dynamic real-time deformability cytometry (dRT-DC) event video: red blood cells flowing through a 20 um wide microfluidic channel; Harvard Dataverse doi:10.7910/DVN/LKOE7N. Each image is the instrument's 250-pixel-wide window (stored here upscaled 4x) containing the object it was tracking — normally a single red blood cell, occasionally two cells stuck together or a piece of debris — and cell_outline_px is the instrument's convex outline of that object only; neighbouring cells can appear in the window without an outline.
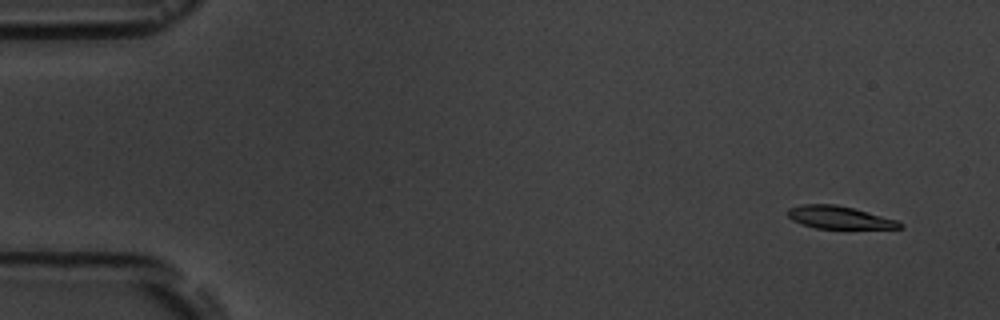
{"species": "common noctule bat (a hibernating species)", "species_latin": "Nyctalus noctula", "temperature_condition": "room temperature", "stored_images_in_passage": 5, "camera_frame_rate_fps": 3000, "um_per_image_px": 0.085, "animal": {"sex": "male", "body_mass_g": 19.5, "forearm_length_mm": 54.6}, "frame": {"image": 1, "passage_image": 2, "time_ms": 1.0, "image_size_px": [1000, 320], "cell_outline_px": [[904, 228], [816, 228], [792, 220], [788, 216], [788, 208], [800, 204], [836, 204], [852, 208], [896, 220], [904, 224]], "centroid_in_image_um": [71.31, 18.47], "position_along_channel_um": 13.7, "area_um2": 14.51}}
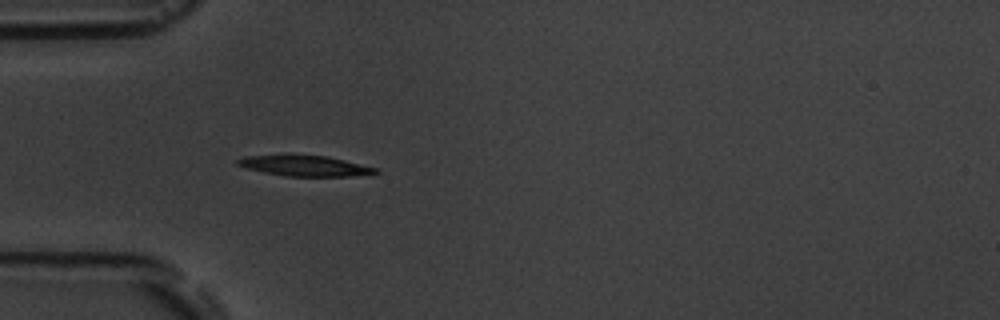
{"frame": {"image": 2, "passage_image": 5, "time_ms": 5.333, "image_size_px": [1000, 320], "cell_outline_px": [[380, 172], [352, 176], [284, 176], [244, 168], [236, 164], [236, 160], [244, 156], [284, 152], [328, 156], [376, 168]], "centroid_in_image_um": [25.77, 14.04], "position_along_channel_um": 59.2, "area_um2": 17.28}}